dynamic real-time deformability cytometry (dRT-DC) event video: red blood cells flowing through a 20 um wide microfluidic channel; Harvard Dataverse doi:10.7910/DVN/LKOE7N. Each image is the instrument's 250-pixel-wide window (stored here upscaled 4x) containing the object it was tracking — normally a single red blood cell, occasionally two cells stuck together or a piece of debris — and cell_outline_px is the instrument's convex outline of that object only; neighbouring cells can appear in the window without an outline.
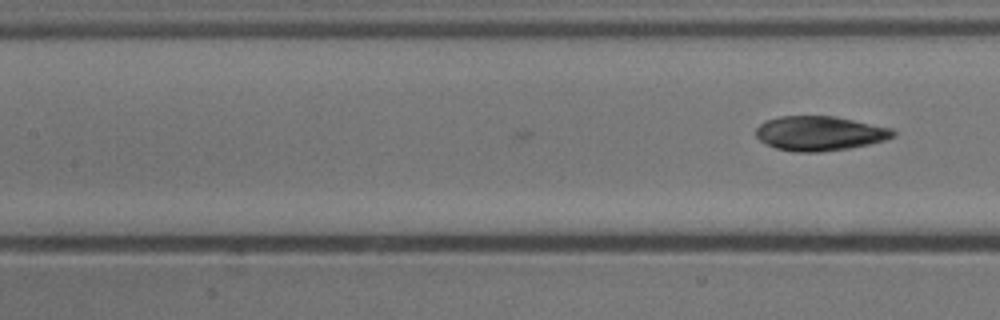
{"species": "common noctule bat (a hibernating species)", "species_latin": "Nyctalus noctula", "temperature_condition": "cold", "stored_images_in_passage": 14, "camera_frame_rate_fps": 3000, "um_per_image_px": 0.085, "animal": {"sex": "male", "body_mass_g": 13.3}, "frame": {"image": 1, "passage_image": 14, "time_ms": 4.333, "image_size_px": [1000, 320], "cell_outline_px": [[896, 136], [884, 140], [868, 144], [848, 148], [820, 152], [796, 152], [776, 148], [760, 140], [756, 136], [756, 128], [760, 124], [768, 120], [780, 116], [836, 116], [892, 128], [896, 132]], "centroid_in_image_um": [69.69, 11.33], "position_along_channel_um": 137.7, "area_um2": 27.51}}